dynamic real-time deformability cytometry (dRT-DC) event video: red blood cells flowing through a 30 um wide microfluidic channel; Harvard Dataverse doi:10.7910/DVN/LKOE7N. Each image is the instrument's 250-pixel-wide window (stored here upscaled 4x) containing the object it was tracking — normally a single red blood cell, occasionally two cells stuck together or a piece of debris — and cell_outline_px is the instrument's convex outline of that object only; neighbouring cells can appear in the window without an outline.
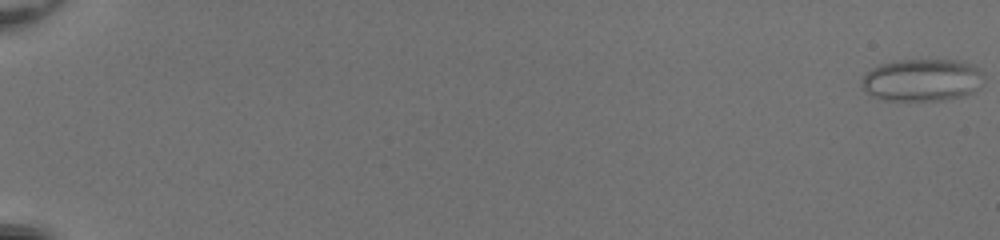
{"species": "common noctule bat (a hibernating species)", "species_latin": "Nyctalus noctula", "temperature_condition": "room temperature", "stored_images_in_passage": 53, "camera_frame_rate_fps": 3000, "um_per_image_px": 0.085, "animal": {"sex": "female", "body_mass_g": 20.0, "forearm_length_mm": 54.0}, "frame": {"image": 1, "passage_image": 1, "time_ms": 0.0, "image_size_px": [1000, 240], "cell_outline_px": [[984, 76], [980, 88], [964, 96], [944, 100], [880, 100], [872, 96], [860, 88], [860, 80], [872, 68], [880, 64], [892, 60], [960, 60], [972, 64], [980, 68], [984, 72]], "centroid_in_image_um": [78.38, 6.8], "position_along_channel_um": 6.6, "area_um2": 30.75}}
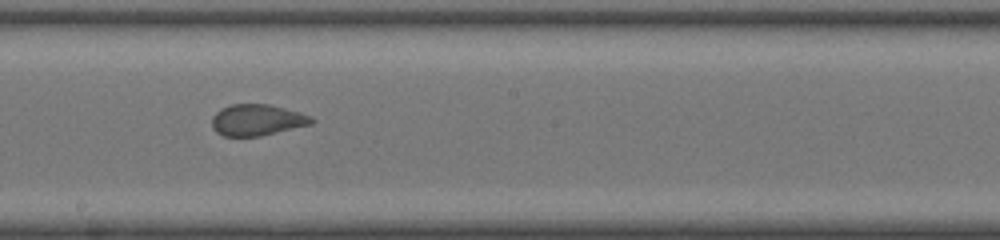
{"frame": {"image": 2, "passage_image": 33, "time_ms": 10.667, "image_size_px": [1000, 240], "cell_outline_px": [[316, 120], [312, 124], [260, 136], [224, 136], [216, 132], [212, 128], [212, 116], [220, 108], [232, 104], [268, 104], [300, 112], [312, 116]], "centroid_in_image_um": [21.85, 10.19], "position_along_channel_um": 226.3, "area_um2": 18.26}}
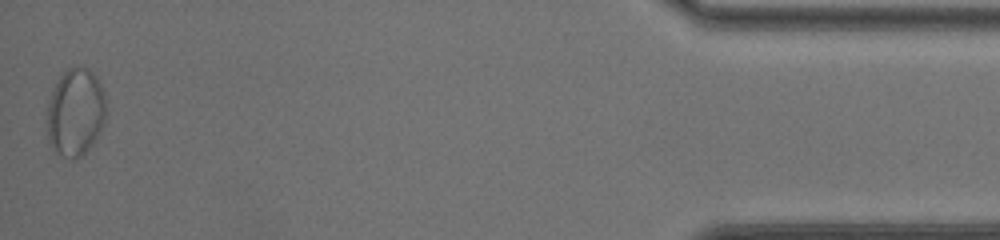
{"frame": {"image": 3, "passage_image": 53, "time_ms": 17.333, "image_size_px": [1000, 240], "cell_outline_px": [[104, 120], [100, 132], [92, 144], [80, 156], [72, 160], [60, 156], [52, 148], [48, 140], [48, 104], [52, 88], [60, 76], [68, 68], [88, 68], [96, 76], [104, 92]], "centroid_in_image_um": [6.39, 9.56], "position_along_channel_um": 428.8, "area_um2": 29.88}}